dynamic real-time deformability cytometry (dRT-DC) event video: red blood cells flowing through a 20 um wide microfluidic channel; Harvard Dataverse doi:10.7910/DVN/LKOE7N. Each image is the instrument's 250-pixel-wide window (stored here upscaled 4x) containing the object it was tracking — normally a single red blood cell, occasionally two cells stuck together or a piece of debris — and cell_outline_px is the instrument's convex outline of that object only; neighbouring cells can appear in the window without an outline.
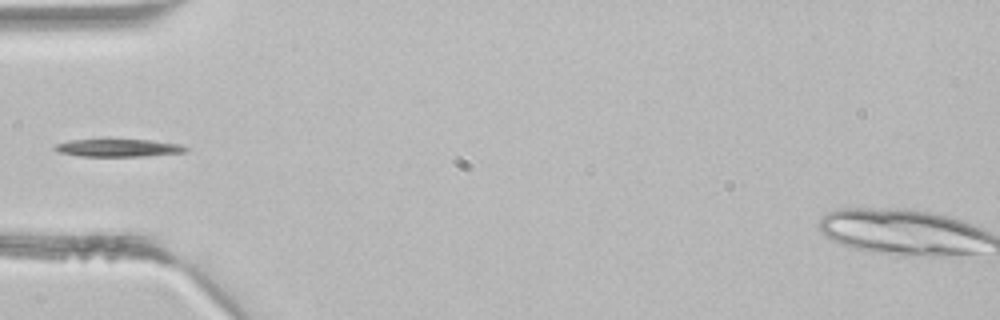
{"species": "common noctule bat (a hibernating species)", "species_latin": "Nyctalus noctula", "temperature_condition": "room temperature", "stored_images_in_passage": 4, "camera_frame_rate_fps": 3000, "um_per_image_px": 0.085, "animal": {"sex": "male", "body_mass_g": 21.5, "forearm_length_mm": 52.0}, "frame": {"image": 1, "passage_image": 4, "time_ms": 1.0, "image_size_px": [1000, 320], "cell_outline_px": [[188, 152], [144, 156], [80, 156], [60, 152], [52, 148], [52, 144], [68, 140], [104, 136], [108, 136], [152, 140], [180, 144], [188, 148]], "centroid_in_image_um": [9.98, 12.5], "position_along_channel_um": 75.0, "area_um2": 14.74}}